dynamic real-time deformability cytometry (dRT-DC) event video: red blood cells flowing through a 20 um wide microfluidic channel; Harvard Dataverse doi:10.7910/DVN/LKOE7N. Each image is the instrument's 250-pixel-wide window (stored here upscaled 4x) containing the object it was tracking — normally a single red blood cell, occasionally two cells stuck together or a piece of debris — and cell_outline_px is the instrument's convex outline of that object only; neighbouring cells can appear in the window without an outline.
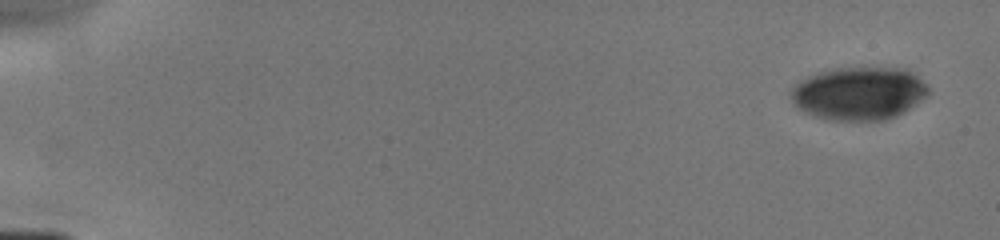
{"species": "human", "species_latin": "Homo sapiens", "temperature_condition": "cold", "stored_images_in_passage": 7, "camera_frame_rate_fps": 3000, "um_per_image_px": 0.085, "donor": {"sex": "male"}, "frame": {"image": 1, "passage_image": 1, "time_ms": 0.0, "image_size_px": [1000, 240], "cell_outline_px": [[928, 96], [904, 112], [896, 116], [884, 120], [824, 120], [804, 112], [796, 108], [792, 104], [792, 88], [800, 80], [808, 76], [820, 72], [836, 68], [908, 68], [928, 84]], "centroid_in_image_um": [73.03, 7.94], "position_along_channel_um": 12.0, "area_um2": 42.83}}
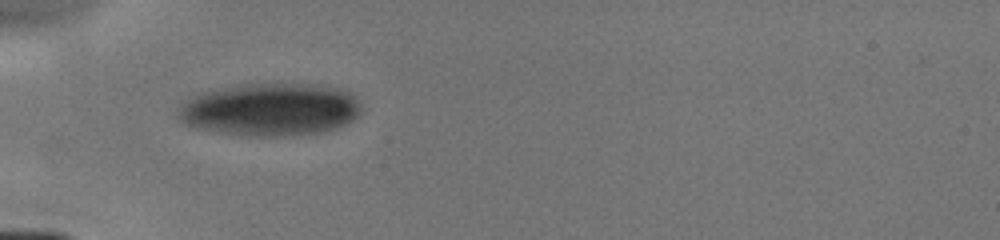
{"frame": {"image": 2, "passage_image": 6, "time_ms": 5.0, "image_size_px": [1000, 240], "cell_outline_px": [[360, 116], [340, 128], [324, 132], [284, 136], [240, 136], [216, 132], [196, 128], [184, 124], [180, 120], [180, 108], [192, 96], [200, 92], [248, 84], [328, 84], [352, 92], [356, 96], [360, 104]], "centroid_in_image_um": [23.07, 9.32], "position_along_channel_um": 61.9, "area_um2": 56.88}}